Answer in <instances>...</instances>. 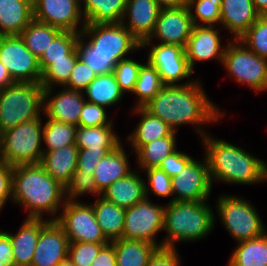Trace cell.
I'll list each match as a JSON object with an SVG mask.
<instances>
[{
    "mask_svg": "<svg viewBox=\"0 0 267 266\" xmlns=\"http://www.w3.org/2000/svg\"><path fill=\"white\" fill-rule=\"evenodd\" d=\"M161 9L155 0H127L121 23L142 44L152 35Z\"/></svg>",
    "mask_w": 267,
    "mask_h": 266,
    "instance_id": "20",
    "label": "cell"
},
{
    "mask_svg": "<svg viewBox=\"0 0 267 266\" xmlns=\"http://www.w3.org/2000/svg\"><path fill=\"white\" fill-rule=\"evenodd\" d=\"M154 43L143 42L141 49H149L147 61L156 68L165 85H188L196 80L190 78L194 72L189 67L184 47Z\"/></svg>",
    "mask_w": 267,
    "mask_h": 266,
    "instance_id": "12",
    "label": "cell"
},
{
    "mask_svg": "<svg viewBox=\"0 0 267 266\" xmlns=\"http://www.w3.org/2000/svg\"><path fill=\"white\" fill-rule=\"evenodd\" d=\"M87 194L100 196L97 190L94 176L76 170L72 175L70 183L65 187V198L68 201H80V197Z\"/></svg>",
    "mask_w": 267,
    "mask_h": 266,
    "instance_id": "43",
    "label": "cell"
},
{
    "mask_svg": "<svg viewBox=\"0 0 267 266\" xmlns=\"http://www.w3.org/2000/svg\"><path fill=\"white\" fill-rule=\"evenodd\" d=\"M194 158L180 173L172 177L173 201L205 202L212 194L208 164Z\"/></svg>",
    "mask_w": 267,
    "mask_h": 266,
    "instance_id": "14",
    "label": "cell"
},
{
    "mask_svg": "<svg viewBox=\"0 0 267 266\" xmlns=\"http://www.w3.org/2000/svg\"><path fill=\"white\" fill-rule=\"evenodd\" d=\"M259 16L252 0H222L220 26L231 33L227 40L240 39Z\"/></svg>",
    "mask_w": 267,
    "mask_h": 266,
    "instance_id": "21",
    "label": "cell"
},
{
    "mask_svg": "<svg viewBox=\"0 0 267 266\" xmlns=\"http://www.w3.org/2000/svg\"><path fill=\"white\" fill-rule=\"evenodd\" d=\"M139 173V170L135 169L127 177L113 182L101 196L124 209L134 206L146 198L144 178Z\"/></svg>",
    "mask_w": 267,
    "mask_h": 266,
    "instance_id": "25",
    "label": "cell"
},
{
    "mask_svg": "<svg viewBox=\"0 0 267 266\" xmlns=\"http://www.w3.org/2000/svg\"><path fill=\"white\" fill-rule=\"evenodd\" d=\"M129 155H132V151L127 154L122 142L105 157L101 158L93 174L97 190L100 193L113 182L127 177L136 169L135 167L131 168Z\"/></svg>",
    "mask_w": 267,
    "mask_h": 266,
    "instance_id": "23",
    "label": "cell"
},
{
    "mask_svg": "<svg viewBox=\"0 0 267 266\" xmlns=\"http://www.w3.org/2000/svg\"><path fill=\"white\" fill-rule=\"evenodd\" d=\"M194 158L190 154L179 151L178 149L167 156L161 162L159 169L166 172L171 178L177 175L185 168Z\"/></svg>",
    "mask_w": 267,
    "mask_h": 266,
    "instance_id": "49",
    "label": "cell"
},
{
    "mask_svg": "<svg viewBox=\"0 0 267 266\" xmlns=\"http://www.w3.org/2000/svg\"><path fill=\"white\" fill-rule=\"evenodd\" d=\"M200 79L188 85H165L143 108L174 132L183 125L193 126L202 139L209 133L204 126L223 120L227 113L208 97Z\"/></svg>",
    "mask_w": 267,
    "mask_h": 266,
    "instance_id": "1",
    "label": "cell"
},
{
    "mask_svg": "<svg viewBox=\"0 0 267 266\" xmlns=\"http://www.w3.org/2000/svg\"><path fill=\"white\" fill-rule=\"evenodd\" d=\"M138 50L141 43L122 23H86L77 43L79 58L97 75L113 72L120 60Z\"/></svg>",
    "mask_w": 267,
    "mask_h": 266,
    "instance_id": "3",
    "label": "cell"
},
{
    "mask_svg": "<svg viewBox=\"0 0 267 266\" xmlns=\"http://www.w3.org/2000/svg\"><path fill=\"white\" fill-rule=\"evenodd\" d=\"M130 111L136 116H141L139 121L126 138L128 144L135 153L144 144L150 143L156 139L169 136L173 130L160 118L151 115L143 107H133Z\"/></svg>",
    "mask_w": 267,
    "mask_h": 266,
    "instance_id": "24",
    "label": "cell"
},
{
    "mask_svg": "<svg viewBox=\"0 0 267 266\" xmlns=\"http://www.w3.org/2000/svg\"><path fill=\"white\" fill-rule=\"evenodd\" d=\"M96 76L97 74L81 58H78L64 87L83 92Z\"/></svg>",
    "mask_w": 267,
    "mask_h": 266,
    "instance_id": "48",
    "label": "cell"
},
{
    "mask_svg": "<svg viewBox=\"0 0 267 266\" xmlns=\"http://www.w3.org/2000/svg\"><path fill=\"white\" fill-rule=\"evenodd\" d=\"M12 202L28 211L25 218L56 221L66 202L65 187L40 164L14 166Z\"/></svg>",
    "mask_w": 267,
    "mask_h": 266,
    "instance_id": "2",
    "label": "cell"
},
{
    "mask_svg": "<svg viewBox=\"0 0 267 266\" xmlns=\"http://www.w3.org/2000/svg\"><path fill=\"white\" fill-rule=\"evenodd\" d=\"M141 172H145L144 177H146V179H144L146 198L150 199V195L153 193L159 198L172 196L169 202H173L172 179L166 172L158 167L142 170Z\"/></svg>",
    "mask_w": 267,
    "mask_h": 266,
    "instance_id": "42",
    "label": "cell"
},
{
    "mask_svg": "<svg viewBox=\"0 0 267 266\" xmlns=\"http://www.w3.org/2000/svg\"><path fill=\"white\" fill-rule=\"evenodd\" d=\"M0 62L5 65L14 82L41 81L39 60L26 47L20 35L0 36Z\"/></svg>",
    "mask_w": 267,
    "mask_h": 266,
    "instance_id": "13",
    "label": "cell"
},
{
    "mask_svg": "<svg viewBox=\"0 0 267 266\" xmlns=\"http://www.w3.org/2000/svg\"><path fill=\"white\" fill-rule=\"evenodd\" d=\"M12 242L9 235L0 230V266H14Z\"/></svg>",
    "mask_w": 267,
    "mask_h": 266,
    "instance_id": "52",
    "label": "cell"
},
{
    "mask_svg": "<svg viewBox=\"0 0 267 266\" xmlns=\"http://www.w3.org/2000/svg\"><path fill=\"white\" fill-rule=\"evenodd\" d=\"M142 64L141 61L129 57L120 60L115 65L113 73L124 95L126 93L132 94Z\"/></svg>",
    "mask_w": 267,
    "mask_h": 266,
    "instance_id": "44",
    "label": "cell"
},
{
    "mask_svg": "<svg viewBox=\"0 0 267 266\" xmlns=\"http://www.w3.org/2000/svg\"><path fill=\"white\" fill-rule=\"evenodd\" d=\"M57 266H75L72 261L67 257L62 262H60Z\"/></svg>",
    "mask_w": 267,
    "mask_h": 266,
    "instance_id": "57",
    "label": "cell"
},
{
    "mask_svg": "<svg viewBox=\"0 0 267 266\" xmlns=\"http://www.w3.org/2000/svg\"><path fill=\"white\" fill-rule=\"evenodd\" d=\"M116 147L84 148L78 151L77 170L87 174H94L95 167L101 158L105 157Z\"/></svg>",
    "mask_w": 267,
    "mask_h": 266,
    "instance_id": "47",
    "label": "cell"
},
{
    "mask_svg": "<svg viewBox=\"0 0 267 266\" xmlns=\"http://www.w3.org/2000/svg\"><path fill=\"white\" fill-rule=\"evenodd\" d=\"M85 22L118 24L125 14L127 0H80Z\"/></svg>",
    "mask_w": 267,
    "mask_h": 266,
    "instance_id": "29",
    "label": "cell"
},
{
    "mask_svg": "<svg viewBox=\"0 0 267 266\" xmlns=\"http://www.w3.org/2000/svg\"><path fill=\"white\" fill-rule=\"evenodd\" d=\"M194 27L189 8L180 7L162 8L150 38L144 42L178 45L186 47L188 38Z\"/></svg>",
    "mask_w": 267,
    "mask_h": 266,
    "instance_id": "16",
    "label": "cell"
},
{
    "mask_svg": "<svg viewBox=\"0 0 267 266\" xmlns=\"http://www.w3.org/2000/svg\"><path fill=\"white\" fill-rule=\"evenodd\" d=\"M78 151L76 145H70L43 152L39 164L54 180L66 187L77 170Z\"/></svg>",
    "mask_w": 267,
    "mask_h": 266,
    "instance_id": "26",
    "label": "cell"
},
{
    "mask_svg": "<svg viewBox=\"0 0 267 266\" xmlns=\"http://www.w3.org/2000/svg\"><path fill=\"white\" fill-rule=\"evenodd\" d=\"M177 250V248H158L150 257L147 266H181V255Z\"/></svg>",
    "mask_w": 267,
    "mask_h": 266,
    "instance_id": "50",
    "label": "cell"
},
{
    "mask_svg": "<svg viewBox=\"0 0 267 266\" xmlns=\"http://www.w3.org/2000/svg\"><path fill=\"white\" fill-rule=\"evenodd\" d=\"M227 266H267V232L235 245Z\"/></svg>",
    "mask_w": 267,
    "mask_h": 266,
    "instance_id": "33",
    "label": "cell"
},
{
    "mask_svg": "<svg viewBox=\"0 0 267 266\" xmlns=\"http://www.w3.org/2000/svg\"><path fill=\"white\" fill-rule=\"evenodd\" d=\"M56 88H44L43 115L57 122L78 126L81 110L86 101L84 93L64 86H60V91Z\"/></svg>",
    "mask_w": 267,
    "mask_h": 266,
    "instance_id": "17",
    "label": "cell"
},
{
    "mask_svg": "<svg viewBox=\"0 0 267 266\" xmlns=\"http://www.w3.org/2000/svg\"><path fill=\"white\" fill-rule=\"evenodd\" d=\"M90 204L106 239L109 242L121 239L125 226L126 209L111 203L101 195L97 196L96 200Z\"/></svg>",
    "mask_w": 267,
    "mask_h": 266,
    "instance_id": "28",
    "label": "cell"
},
{
    "mask_svg": "<svg viewBox=\"0 0 267 266\" xmlns=\"http://www.w3.org/2000/svg\"><path fill=\"white\" fill-rule=\"evenodd\" d=\"M79 56H67V60L53 61L43 72L40 84L43 88L64 86Z\"/></svg>",
    "mask_w": 267,
    "mask_h": 266,
    "instance_id": "40",
    "label": "cell"
},
{
    "mask_svg": "<svg viewBox=\"0 0 267 266\" xmlns=\"http://www.w3.org/2000/svg\"><path fill=\"white\" fill-rule=\"evenodd\" d=\"M165 204L153 203L145 198L125 212V226L122 238L144 241L162 248L157 235L163 231Z\"/></svg>",
    "mask_w": 267,
    "mask_h": 266,
    "instance_id": "10",
    "label": "cell"
},
{
    "mask_svg": "<svg viewBox=\"0 0 267 266\" xmlns=\"http://www.w3.org/2000/svg\"><path fill=\"white\" fill-rule=\"evenodd\" d=\"M222 194L215 199L216 214L235 243L261 237L267 232L251 200L240 195Z\"/></svg>",
    "mask_w": 267,
    "mask_h": 266,
    "instance_id": "7",
    "label": "cell"
},
{
    "mask_svg": "<svg viewBox=\"0 0 267 266\" xmlns=\"http://www.w3.org/2000/svg\"><path fill=\"white\" fill-rule=\"evenodd\" d=\"M201 143L211 183L255 185L267 181L266 161L224 139L206 134Z\"/></svg>",
    "mask_w": 267,
    "mask_h": 266,
    "instance_id": "4",
    "label": "cell"
},
{
    "mask_svg": "<svg viewBox=\"0 0 267 266\" xmlns=\"http://www.w3.org/2000/svg\"><path fill=\"white\" fill-rule=\"evenodd\" d=\"M43 95L40 83L15 82L0 90V133L42 117Z\"/></svg>",
    "mask_w": 267,
    "mask_h": 266,
    "instance_id": "6",
    "label": "cell"
},
{
    "mask_svg": "<svg viewBox=\"0 0 267 266\" xmlns=\"http://www.w3.org/2000/svg\"><path fill=\"white\" fill-rule=\"evenodd\" d=\"M3 164H4V161H3L1 147H0V166H2Z\"/></svg>",
    "mask_w": 267,
    "mask_h": 266,
    "instance_id": "58",
    "label": "cell"
},
{
    "mask_svg": "<svg viewBox=\"0 0 267 266\" xmlns=\"http://www.w3.org/2000/svg\"><path fill=\"white\" fill-rule=\"evenodd\" d=\"M80 33L61 31L38 59L43 72L53 61L67 60V56H79L77 43Z\"/></svg>",
    "mask_w": 267,
    "mask_h": 266,
    "instance_id": "35",
    "label": "cell"
},
{
    "mask_svg": "<svg viewBox=\"0 0 267 266\" xmlns=\"http://www.w3.org/2000/svg\"><path fill=\"white\" fill-rule=\"evenodd\" d=\"M238 40L259 57L267 59V15H260Z\"/></svg>",
    "mask_w": 267,
    "mask_h": 266,
    "instance_id": "41",
    "label": "cell"
},
{
    "mask_svg": "<svg viewBox=\"0 0 267 266\" xmlns=\"http://www.w3.org/2000/svg\"><path fill=\"white\" fill-rule=\"evenodd\" d=\"M61 31L62 30L57 27L33 19L19 35L26 47L39 59Z\"/></svg>",
    "mask_w": 267,
    "mask_h": 266,
    "instance_id": "37",
    "label": "cell"
},
{
    "mask_svg": "<svg viewBox=\"0 0 267 266\" xmlns=\"http://www.w3.org/2000/svg\"><path fill=\"white\" fill-rule=\"evenodd\" d=\"M162 8L180 7L186 5L188 0H155Z\"/></svg>",
    "mask_w": 267,
    "mask_h": 266,
    "instance_id": "55",
    "label": "cell"
},
{
    "mask_svg": "<svg viewBox=\"0 0 267 266\" xmlns=\"http://www.w3.org/2000/svg\"><path fill=\"white\" fill-rule=\"evenodd\" d=\"M69 245L64 229L50 221L40 232L31 266H57L68 257Z\"/></svg>",
    "mask_w": 267,
    "mask_h": 266,
    "instance_id": "19",
    "label": "cell"
},
{
    "mask_svg": "<svg viewBox=\"0 0 267 266\" xmlns=\"http://www.w3.org/2000/svg\"><path fill=\"white\" fill-rule=\"evenodd\" d=\"M33 19V0H0V36L19 35Z\"/></svg>",
    "mask_w": 267,
    "mask_h": 266,
    "instance_id": "27",
    "label": "cell"
},
{
    "mask_svg": "<svg viewBox=\"0 0 267 266\" xmlns=\"http://www.w3.org/2000/svg\"><path fill=\"white\" fill-rule=\"evenodd\" d=\"M218 28V29H217ZM194 25L185 47L190 69L195 72L196 62L218 60L222 65L226 44H222L221 27ZM223 46H222V45ZM225 45V46H224Z\"/></svg>",
    "mask_w": 267,
    "mask_h": 266,
    "instance_id": "18",
    "label": "cell"
},
{
    "mask_svg": "<svg viewBox=\"0 0 267 266\" xmlns=\"http://www.w3.org/2000/svg\"><path fill=\"white\" fill-rule=\"evenodd\" d=\"M49 222L47 219L25 218L15 234L5 230L12 242L14 266H31L40 232Z\"/></svg>",
    "mask_w": 267,
    "mask_h": 266,
    "instance_id": "22",
    "label": "cell"
},
{
    "mask_svg": "<svg viewBox=\"0 0 267 266\" xmlns=\"http://www.w3.org/2000/svg\"><path fill=\"white\" fill-rule=\"evenodd\" d=\"M34 19L62 31L81 33L86 25L80 0H33Z\"/></svg>",
    "mask_w": 267,
    "mask_h": 266,
    "instance_id": "15",
    "label": "cell"
},
{
    "mask_svg": "<svg viewBox=\"0 0 267 266\" xmlns=\"http://www.w3.org/2000/svg\"><path fill=\"white\" fill-rule=\"evenodd\" d=\"M42 120L39 117L1 133L0 147L4 163L12 167L40 163L43 155Z\"/></svg>",
    "mask_w": 267,
    "mask_h": 266,
    "instance_id": "8",
    "label": "cell"
},
{
    "mask_svg": "<svg viewBox=\"0 0 267 266\" xmlns=\"http://www.w3.org/2000/svg\"><path fill=\"white\" fill-rule=\"evenodd\" d=\"M56 222L64 229L70 243H109L90 203L66 200Z\"/></svg>",
    "mask_w": 267,
    "mask_h": 266,
    "instance_id": "11",
    "label": "cell"
},
{
    "mask_svg": "<svg viewBox=\"0 0 267 266\" xmlns=\"http://www.w3.org/2000/svg\"><path fill=\"white\" fill-rule=\"evenodd\" d=\"M108 243L73 242L68 257L75 266H91L100 249Z\"/></svg>",
    "mask_w": 267,
    "mask_h": 266,
    "instance_id": "45",
    "label": "cell"
},
{
    "mask_svg": "<svg viewBox=\"0 0 267 266\" xmlns=\"http://www.w3.org/2000/svg\"><path fill=\"white\" fill-rule=\"evenodd\" d=\"M13 83L15 82L12 80L7 68L3 63L0 62V90Z\"/></svg>",
    "mask_w": 267,
    "mask_h": 266,
    "instance_id": "54",
    "label": "cell"
},
{
    "mask_svg": "<svg viewBox=\"0 0 267 266\" xmlns=\"http://www.w3.org/2000/svg\"><path fill=\"white\" fill-rule=\"evenodd\" d=\"M83 93L86 101L108 109L122 102L125 96L113 72L97 75Z\"/></svg>",
    "mask_w": 267,
    "mask_h": 266,
    "instance_id": "30",
    "label": "cell"
},
{
    "mask_svg": "<svg viewBox=\"0 0 267 266\" xmlns=\"http://www.w3.org/2000/svg\"><path fill=\"white\" fill-rule=\"evenodd\" d=\"M165 84L162 82L156 68L148 61L140 67L138 79L135 83L133 94L136 96L134 107H143L152 100L163 88Z\"/></svg>",
    "mask_w": 267,
    "mask_h": 266,
    "instance_id": "36",
    "label": "cell"
},
{
    "mask_svg": "<svg viewBox=\"0 0 267 266\" xmlns=\"http://www.w3.org/2000/svg\"><path fill=\"white\" fill-rule=\"evenodd\" d=\"M91 266H116L114 245L111 242L100 249Z\"/></svg>",
    "mask_w": 267,
    "mask_h": 266,
    "instance_id": "53",
    "label": "cell"
},
{
    "mask_svg": "<svg viewBox=\"0 0 267 266\" xmlns=\"http://www.w3.org/2000/svg\"><path fill=\"white\" fill-rule=\"evenodd\" d=\"M121 143L120 136L114 131V125L98 127L77 126L75 145L78 149L118 147Z\"/></svg>",
    "mask_w": 267,
    "mask_h": 266,
    "instance_id": "34",
    "label": "cell"
},
{
    "mask_svg": "<svg viewBox=\"0 0 267 266\" xmlns=\"http://www.w3.org/2000/svg\"><path fill=\"white\" fill-rule=\"evenodd\" d=\"M222 0H188L191 19L197 26H220Z\"/></svg>",
    "mask_w": 267,
    "mask_h": 266,
    "instance_id": "39",
    "label": "cell"
},
{
    "mask_svg": "<svg viewBox=\"0 0 267 266\" xmlns=\"http://www.w3.org/2000/svg\"><path fill=\"white\" fill-rule=\"evenodd\" d=\"M177 132H172L167 137H162L141 146L134 155L136 156V169L139 171L157 168L163 159L177 150Z\"/></svg>",
    "mask_w": 267,
    "mask_h": 266,
    "instance_id": "32",
    "label": "cell"
},
{
    "mask_svg": "<svg viewBox=\"0 0 267 266\" xmlns=\"http://www.w3.org/2000/svg\"><path fill=\"white\" fill-rule=\"evenodd\" d=\"M114 125L113 118L108 116L107 108L85 101L79 120V127H98Z\"/></svg>",
    "mask_w": 267,
    "mask_h": 266,
    "instance_id": "46",
    "label": "cell"
},
{
    "mask_svg": "<svg viewBox=\"0 0 267 266\" xmlns=\"http://www.w3.org/2000/svg\"><path fill=\"white\" fill-rule=\"evenodd\" d=\"M216 212L208 201H173L165 204L162 248L176 249L179 243H192L215 229Z\"/></svg>",
    "mask_w": 267,
    "mask_h": 266,
    "instance_id": "5",
    "label": "cell"
},
{
    "mask_svg": "<svg viewBox=\"0 0 267 266\" xmlns=\"http://www.w3.org/2000/svg\"><path fill=\"white\" fill-rule=\"evenodd\" d=\"M252 2L260 15H267V0H252Z\"/></svg>",
    "mask_w": 267,
    "mask_h": 266,
    "instance_id": "56",
    "label": "cell"
},
{
    "mask_svg": "<svg viewBox=\"0 0 267 266\" xmlns=\"http://www.w3.org/2000/svg\"><path fill=\"white\" fill-rule=\"evenodd\" d=\"M13 167L4 163L0 166V212L8 200L12 202Z\"/></svg>",
    "mask_w": 267,
    "mask_h": 266,
    "instance_id": "51",
    "label": "cell"
},
{
    "mask_svg": "<svg viewBox=\"0 0 267 266\" xmlns=\"http://www.w3.org/2000/svg\"><path fill=\"white\" fill-rule=\"evenodd\" d=\"M222 66L238 84L256 93L267 91V59L259 57L240 40H228Z\"/></svg>",
    "mask_w": 267,
    "mask_h": 266,
    "instance_id": "9",
    "label": "cell"
},
{
    "mask_svg": "<svg viewBox=\"0 0 267 266\" xmlns=\"http://www.w3.org/2000/svg\"><path fill=\"white\" fill-rule=\"evenodd\" d=\"M111 243L114 245L116 266H147L150 257L158 249L154 244L125 238Z\"/></svg>",
    "mask_w": 267,
    "mask_h": 266,
    "instance_id": "31",
    "label": "cell"
},
{
    "mask_svg": "<svg viewBox=\"0 0 267 266\" xmlns=\"http://www.w3.org/2000/svg\"><path fill=\"white\" fill-rule=\"evenodd\" d=\"M43 124V152L61 149L75 145L77 126L69 123L57 122L46 118Z\"/></svg>",
    "mask_w": 267,
    "mask_h": 266,
    "instance_id": "38",
    "label": "cell"
}]
</instances>
